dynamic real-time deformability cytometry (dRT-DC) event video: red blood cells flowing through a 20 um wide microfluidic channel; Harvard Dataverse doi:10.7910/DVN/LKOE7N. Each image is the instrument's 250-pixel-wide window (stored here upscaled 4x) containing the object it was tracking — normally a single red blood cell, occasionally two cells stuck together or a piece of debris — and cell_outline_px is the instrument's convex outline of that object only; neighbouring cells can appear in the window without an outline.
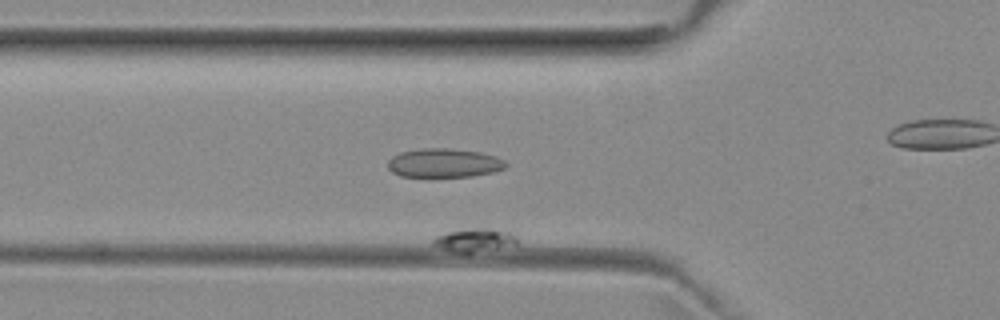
{"species": "common noctule bat (a hibernating species)", "species_latin": "Nyctalus noctula", "temperature_condition": "room temperature", "stored_images_in_passage": 45, "camera_frame_rate_fps": 3000, "um_per_image_px": 0.085, "animal": {"sex": "female", "body_mass_g": 29.2, "forearm_length_mm": 56.3}, "frame": {"image": 1, "passage_image": 3, "time_ms": 0.667, "image_size_px": [1000, 320], "cell_outline_px": [[516, 244], [496, 248], [472, 252], [452, 252], [432, 244], [432, 240], [436, 236], [448, 232], [472, 228], [492, 228], [512, 232], [516, 236]], "centroid_in_image_um": [40.33, 20.39], "position_along_channel_um": 85.5, "area_um2": 11.16}}
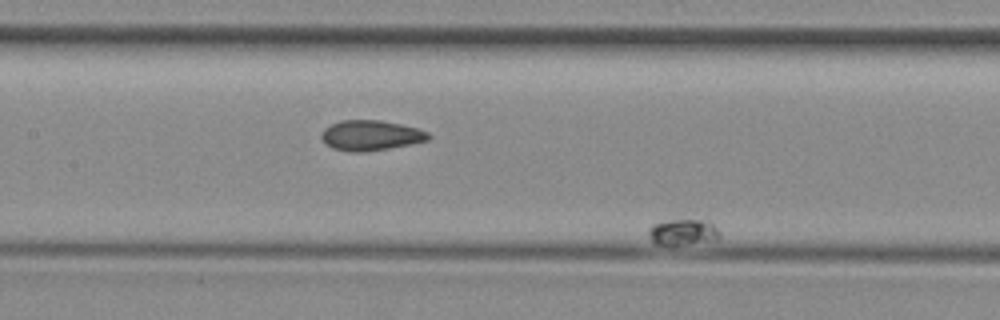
{"frame": {"image": 2, "passage_image": 14, "time_ms": 4.333, "image_size_px": [1000, 320], "cell_outline_px": [[720, 236], [716, 240], [680, 244], [656, 244], [648, 236], [648, 228], [652, 224], [672, 220], [700, 220], [712, 224], [720, 232]], "centroid_in_image_um": [58.02, 19.73], "position_along_channel_um": 149.4, "area_um2": 10.46}}
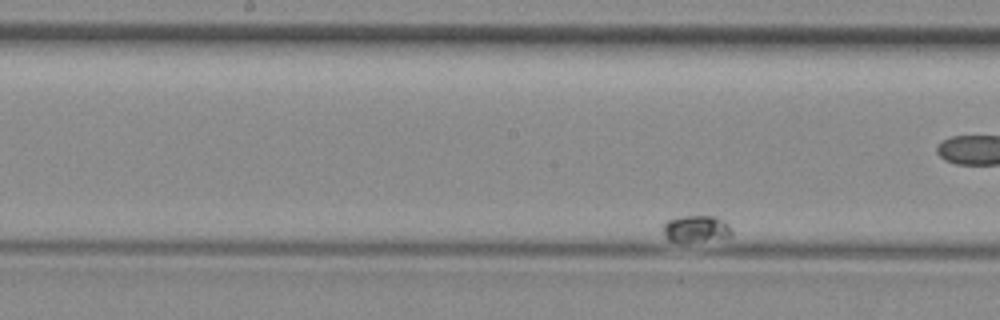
{"frame": {"image": 3, "passage_image": 20, "time_ms": 6.333, "image_size_px": [1000, 320], "cell_outline_px": [[732, 236], [704, 240], [668, 240], [664, 236], [664, 224], [668, 220], [684, 216], [716, 216], [724, 220], [732, 228]], "centroid_in_image_um": [59.22, 19.41], "position_along_channel_um": 189.0, "area_um2": 10.35}}